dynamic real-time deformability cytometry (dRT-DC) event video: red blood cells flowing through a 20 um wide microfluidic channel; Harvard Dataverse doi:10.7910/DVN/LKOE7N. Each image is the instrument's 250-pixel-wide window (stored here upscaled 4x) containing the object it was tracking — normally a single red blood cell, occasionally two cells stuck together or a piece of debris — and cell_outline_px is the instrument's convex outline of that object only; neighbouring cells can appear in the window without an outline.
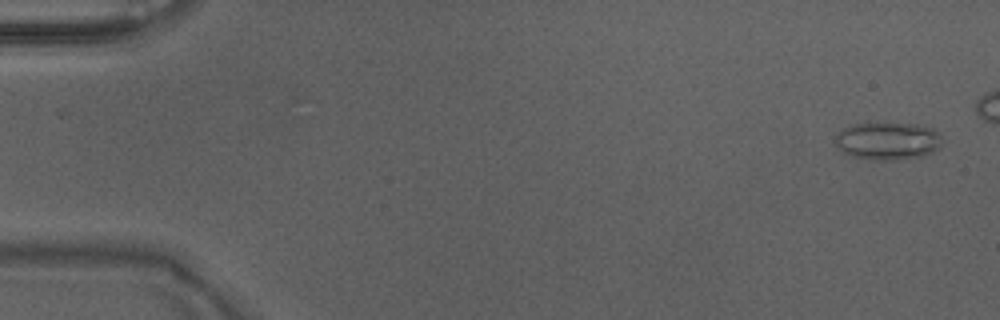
{"species": "Egyptian fruit bat (a non-hibernating species)", "species_latin": "Rousettus aegyptiacus", "temperature_condition": "warm", "stored_images_in_passage": 43, "camera_frame_rate_fps": 3000, "um_per_image_px": 0.085, "animal": {"sex": "male"}, "frame": {"image": 1, "passage_image": 2, "time_ms": 0.333, "image_size_px": [1000, 320], "cell_outline_px": [[940, 148], [924, 156], [892, 160], [880, 160], [852, 156], [844, 152], [832, 140], [844, 128], [852, 124], [888, 120], [924, 124], [940, 132]], "centroid_in_image_um": [75.5, 11.91], "position_along_channel_um": 9.5, "area_um2": 24.33}}
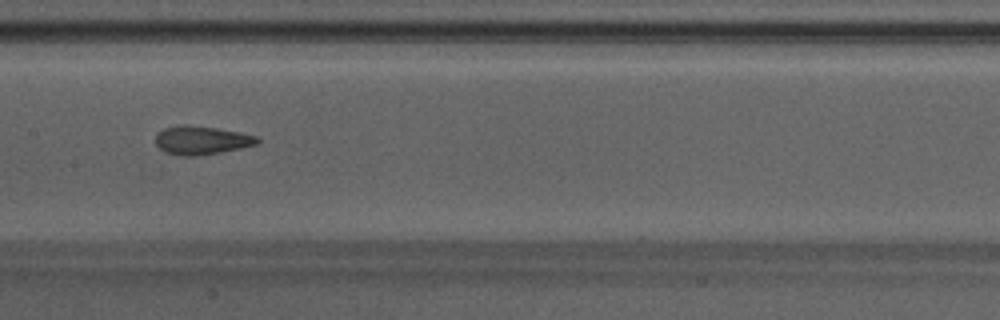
{"frame": {"image": 2, "passage_image": 25, "time_ms": 8.0, "image_size_px": [1000, 320], "cell_outline_px": [[260, 140], [256, 144], [240, 148], [220, 152], [196, 156], [176, 156], [164, 152], [156, 144], [156, 132], [164, 128], [216, 128], [240, 132], [256, 136]], "centroid_in_image_um": [17.13, 11.98], "position_along_channel_um": 190.3, "area_um2": 16.18}}
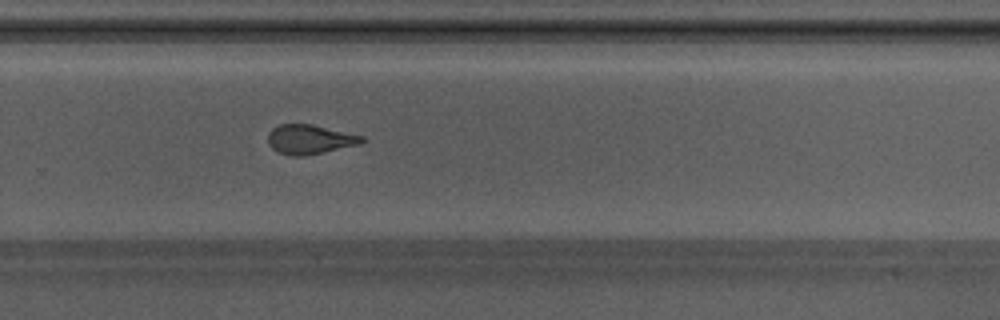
{"frame": {"image": 3, "passage_image": 33, "time_ms": 10.667, "image_size_px": [1000, 320], "cell_outline_px": [[368, 140], [360, 144], [304, 156], [292, 156], [280, 152], [272, 148], [268, 144], [268, 132], [272, 128], [280, 124], [312, 124], [364, 136]], "centroid_in_image_um": [26.34, 11.84], "position_along_channel_um": 303.5, "area_um2": 16.13}, "authors_computed_cell_mechanics": {"area_um2": 17.2822, "velocity_mm_per_s": 4.2692, "shape_relaxation_time_tau1_ms": null, "shape_relaxation_time_tau2_ms": 1.866, "deformation_change_tau1": null, "deformation_change_tau2": 0.1088}}